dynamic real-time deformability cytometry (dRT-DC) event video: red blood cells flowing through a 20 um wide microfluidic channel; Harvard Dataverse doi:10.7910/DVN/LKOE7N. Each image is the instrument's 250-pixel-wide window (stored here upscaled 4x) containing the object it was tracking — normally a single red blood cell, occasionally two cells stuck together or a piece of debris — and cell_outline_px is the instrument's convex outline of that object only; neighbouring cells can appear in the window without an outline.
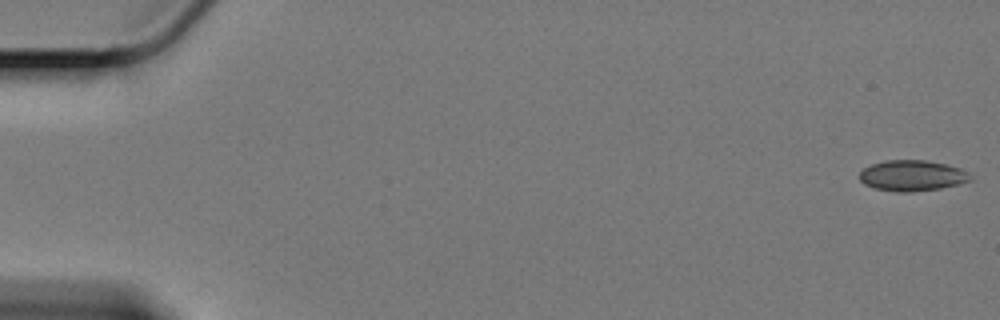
{"species": "Egyptian fruit bat (a non-hibernating species)", "species_latin": "Rousettus aegyptiacus", "temperature_condition": "cold", "stored_images_in_passage": 61, "camera_frame_rate_fps": 3000, "um_per_image_px": 0.085, "animal": {"sex": "female"}, "frame": {"image": 1, "passage_image": 1, "time_ms": 0.0, "image_size_px": [1000, 320], "cell_outline_px": [[972, 180], [940, 188], [912, 192], [896, 192], [876, 188], [864, 184], [860, 180], [860, 172], [864, 168], [872, 164], [884, 160], [924, 160], [948, 164], [960, 168], [972, 176]], "centroid_in_image_um": [77.53, 14.92], "position_along_channel_um": 7.5, "area_um2": 19.83}}
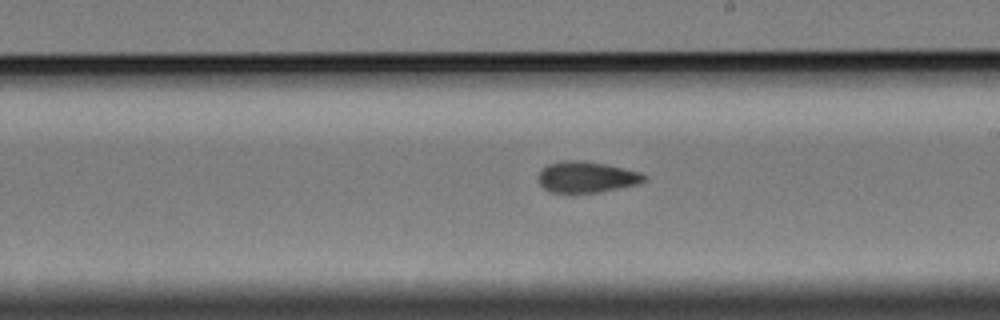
{"frame": {"image": 2, "passage_image": 35, "time_ms": 11.333, "image_size_px": [1000, 320], "cell_outline_px": [[648, 180], [636, 184], [600, 192], [552, 192], [544, 188], [540, 184], [540, 168], [548, 164], [564, 160], [584, 160], [608, 164], [640, 172], [648, 176]], "centroid_in_image_um": [49.89, 15.02], "position_along_channel_um": 239.1, "area_um2": 19.19}}
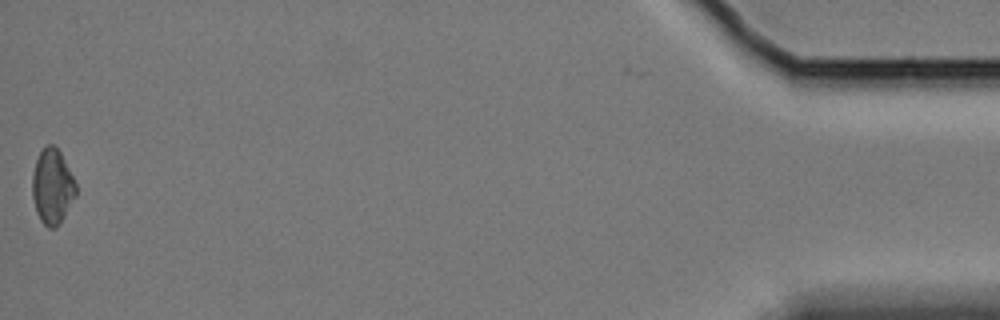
{"frame": {"image": 3, "passage_image": 60, "time_ms": 19.667, "image_size_px": [1000, 320], "cell_outline_px": [[76, 196], [60, 224], [56, 228], [48, 228], [40, 220], [36, 212], [32, 196], [32, 176], [36, 160], [40, 152], [48, 144], [52, 144], [60, 152], [76, 184]], "centroid_in_image_um": [4.44, 15.9], "position_along_channel_um": 430.8, "area_um2": 19.02}, "authors_computed_cell_mechanics": {"area_um2": 19.5364, "velocity_mm_per_s": 3.3642, "shape_relaxation_time_tau1_ms": null, "shape_relaxation_time_tau2_ms": 4.5966, "deformation_change_tau1": null, "deformation_change_tau2": 0.0829}}